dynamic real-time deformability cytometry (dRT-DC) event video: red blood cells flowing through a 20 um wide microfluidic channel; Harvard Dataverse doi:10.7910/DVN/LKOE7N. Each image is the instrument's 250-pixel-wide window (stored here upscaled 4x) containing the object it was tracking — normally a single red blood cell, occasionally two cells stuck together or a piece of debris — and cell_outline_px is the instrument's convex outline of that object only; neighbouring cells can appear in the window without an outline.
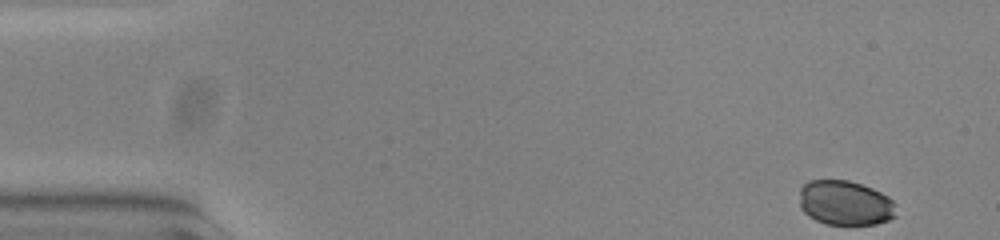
{"species": "common noctule bat (a hibernating species)", "species_latin": "Nyctalus noctula", "temperature_condition": "warm", "stored_images_in_passage": 52, "camera_frame_rate_fps": 3000, "um_per_image_px": 0.085, "animal": {"sex": "female", "body_mass_g": 23.0, "forearm_length_mm": 53.4}, "frame": {"image": 1, "passage_image": 1, "time_ms": 0.0, "image_size_px": [1000, 240], "cell_outline_px": [[896, 216], [888, 220], [876, 224], [824, 224], [808, 216], [800, 208], [800, 188], [808, 180], [848, 180], [872, 188], [888, 196], [896, 204]], "centroid_in_image_um": [71.84, 17.25], "position_along_channel_um": 13.2, "area_um2": 25.37}}
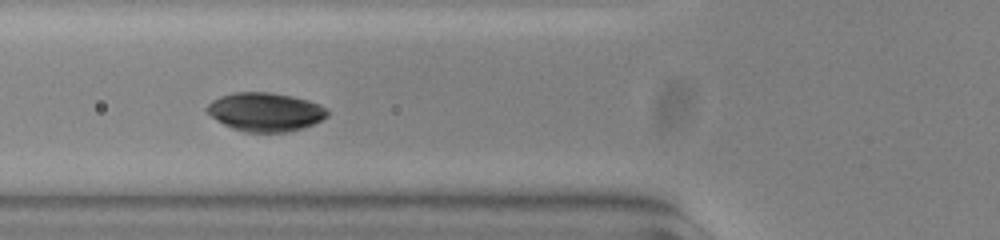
{"frame": {"image": 2, "passage_image": 18, "time_ms": 5.667, "image_size_px": [1000, 240], "cell_outline_px": [[328, 116], [304, 128], [288, 132], [244, 132], [232, 128], [216, 120], [204, 108], [212, 100], [220, 96], [232, 92], [268, 92], [292, 96], [308, 100], [320, 104], [328, 108]], "centroid_in_image_um": [22.55, 9.51], "position_along_channel_um": 103.2, "area_um2": 27.28}}
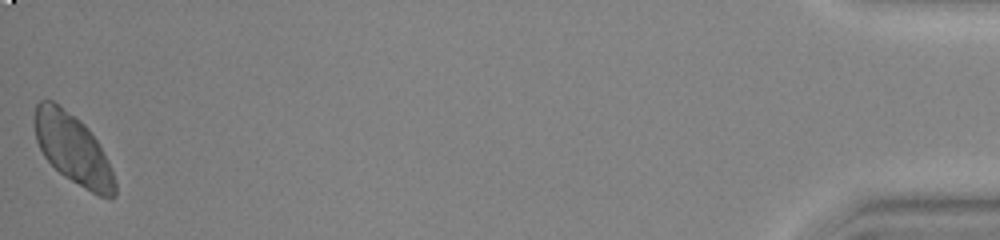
{"frame": {"image": 3, "passage_image": 52, "time_ms": 17.0, "image_size_px": [1000, 240], "cell_outline_px": [[116, 196], [112, 200], [108, 200], [92, 192], [64, 176], [44, 156], [36, 140], [32, 120], [36, 104], [40, 100], [52, 100], [80, 120], [88, 128], [100, 144], [108, 160], [116, 180]], "centroid_in_image_um": [6.21, 12.67], "position_along_channel_um": 429.0, "area_um2": 33.0}}